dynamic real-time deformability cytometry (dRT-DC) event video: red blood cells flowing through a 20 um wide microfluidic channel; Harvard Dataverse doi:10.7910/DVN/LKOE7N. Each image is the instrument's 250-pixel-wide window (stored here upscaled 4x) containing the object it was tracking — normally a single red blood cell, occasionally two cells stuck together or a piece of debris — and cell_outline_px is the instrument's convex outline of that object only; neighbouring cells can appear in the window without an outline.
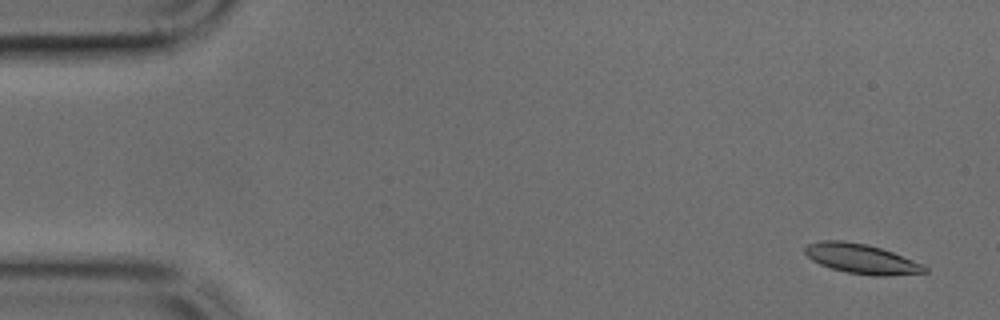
{"species": "common noctule bat (a hibernating species)", "species_latin": "Nyctalus noctula", "temperature_condition": "cold", "stored_images_in_passage": 49, "camera_frame_rate_fps": 3000, "um_per_image_px": 0.085, "animal": {"sex": "male", "body_mass_g": 17.9, "forearm_length_mm": 54.2}, "frame": {"image": 1, "passage_image": 3, "time_ms": 0.667, "image_size_px": [1000, 320], "cell_outline_px": [[928, 272], [888, 276], [872, 276], [848, 272], [832, 268], [820, 264], [812, 260], [804, 252], [804, 248], [808, 244], [820, 240], [844, 240], [868, 244], [892, 252], [924, 264], [928, 268]], "centroid_in_image_um": [73.24, 21.99], "position_along_channel_um": 11.8, "area_um2": 20.81}}
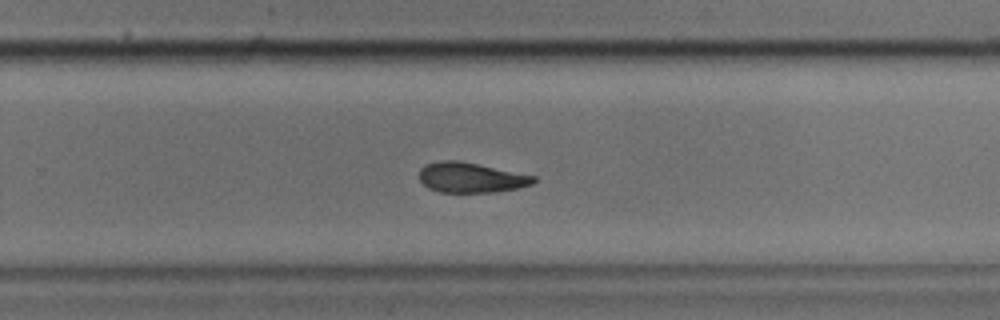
{"frame": {"image": 2, "passage_image": 32, "time_ms": 10.333, "image_size_px": [1000, 320], "cell_outline_px": [[536, 180], [532, 184], [516, 188], [496, 192], [440, 192], [428, 188], [420, 180], [420, 168], [424, 164], [440, 160], [460, 160], [536, 176]], "centroid_in_image_um": [40.01, 15.08], "position_along_channel_um": 289.8, "area_um2": 20.11}}
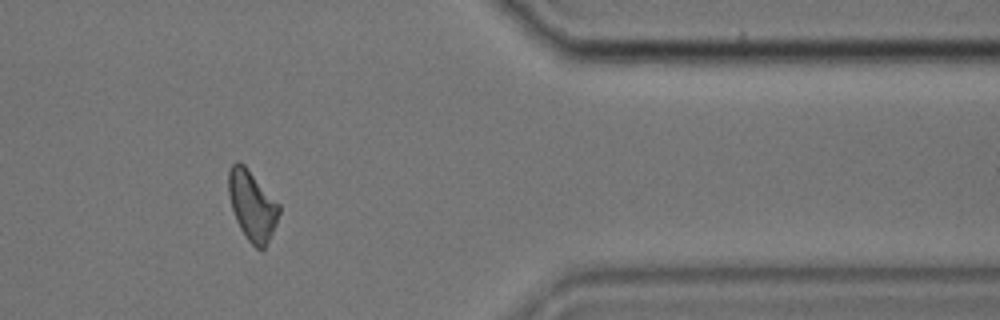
{"frame": {"image": 3, "passage_image": 41, "time_ms": 13.333, "image_size_px": [1000, 320], "cell_outline_px": [[280, 212], [276, 224], [264, 248], [256, 248], [248, 240], [240, 228], [236, 220], [232, 208], [228, 192], [228, 168], [236, 160], [240, 160], [244, 164], [280, 204]], "centroid_in_image_um": [21.42, 17.41], "position_along_channel_um": 390.0, "area_um2": 20.52}}